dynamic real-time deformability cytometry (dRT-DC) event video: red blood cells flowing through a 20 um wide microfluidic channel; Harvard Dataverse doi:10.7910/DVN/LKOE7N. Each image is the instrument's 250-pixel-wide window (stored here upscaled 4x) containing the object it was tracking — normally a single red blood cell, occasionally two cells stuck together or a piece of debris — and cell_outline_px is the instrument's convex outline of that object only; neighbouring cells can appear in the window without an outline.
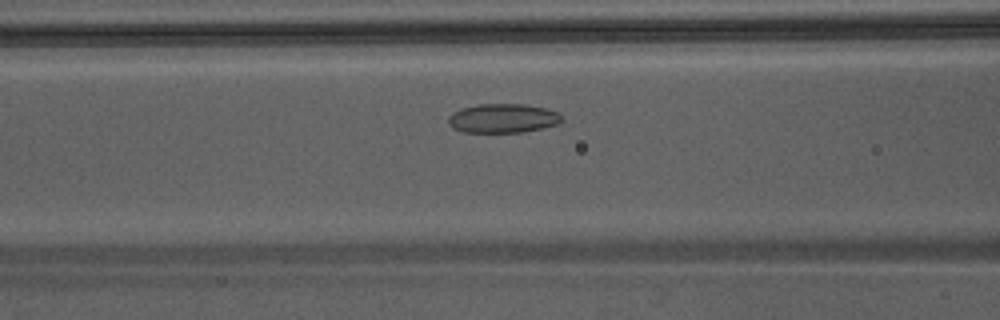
{"species": "Egyptian fruit bat (a non-hibernating species)", "species_latin": "Rousettus aegyptiacus", "temperature_condition": "warm", "stored_images_in_passage": 33, "camera_frame_rate_fps": 3000, "um_per_image_px": 0.085, "animal": {"sex": "male"}, "frame": {"image": 1, "passage_image": 10, "time_ms": 3.0, "image_size_px": [1000, 320], "cell_outline_px": [[564, 120], [560, 124], [544, 128], [524, 132], [464, 132], [452, 128], [448, 124], [448, 116], [452, 112], [476, 104], [524, 104], [548, 108], [560, 112]], "centroid_in_image_um": [42.8, 10.05], "position_along_channel_um": 123.8, "area_um2": 19.65}}
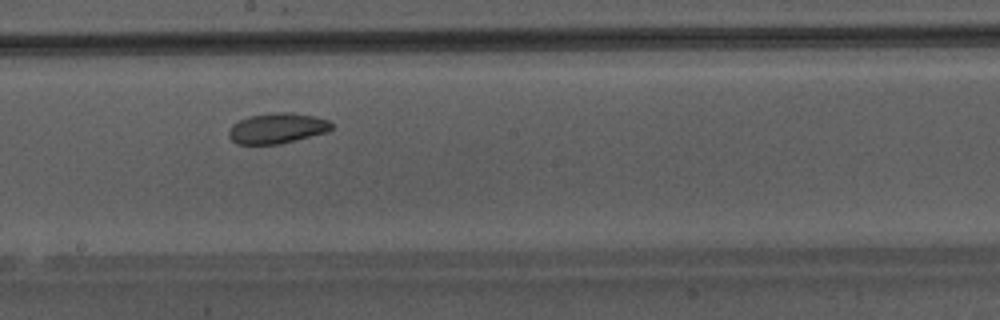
{"frame": {"image": 2, "passage_image": 17, "time_ms": 5.333, "image_size_px": [1000, 320], "cell_outline_px": [[332, 128], [328, 132], [280, 144], [236, 144], [228, 136], [228, 132], [232, 124], [248, 116], [272, 112], [292, 112], [316, 116], [328, 120], [332, 124]], "centroid_in_image_um": [23.56, 10.89], "position_along_channel_um": 224.6, "area_um2": 18.44}}
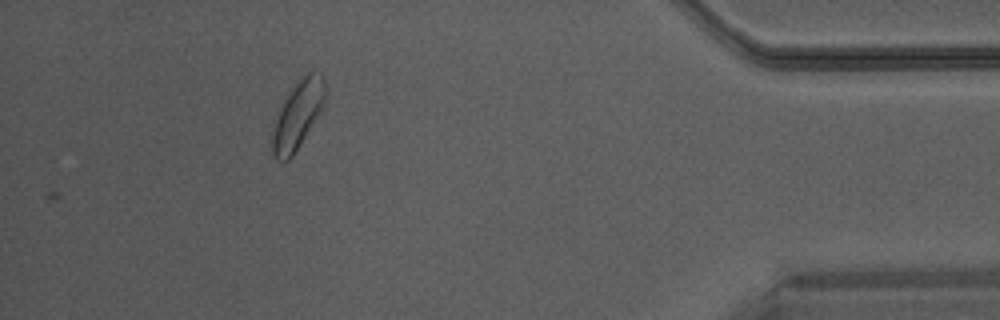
{"frame": {"image": 3, "passage_image": 33, "time_ms": 10.667, "image_size_px": [1000, 320], "cell_outline_px": [[328, 100], [292, 156], [288, 160], [276, 160], [272, 152], [272, 136], [276, 120], [280, 108], [284, 100], [292, 88], [308, 72], [312, 72], [324, 76], [328, 88]], "centroid_in_image_um": [25.37, 9.73], "position_along_channel_um": 409.8, "area_um2": 20.69}}